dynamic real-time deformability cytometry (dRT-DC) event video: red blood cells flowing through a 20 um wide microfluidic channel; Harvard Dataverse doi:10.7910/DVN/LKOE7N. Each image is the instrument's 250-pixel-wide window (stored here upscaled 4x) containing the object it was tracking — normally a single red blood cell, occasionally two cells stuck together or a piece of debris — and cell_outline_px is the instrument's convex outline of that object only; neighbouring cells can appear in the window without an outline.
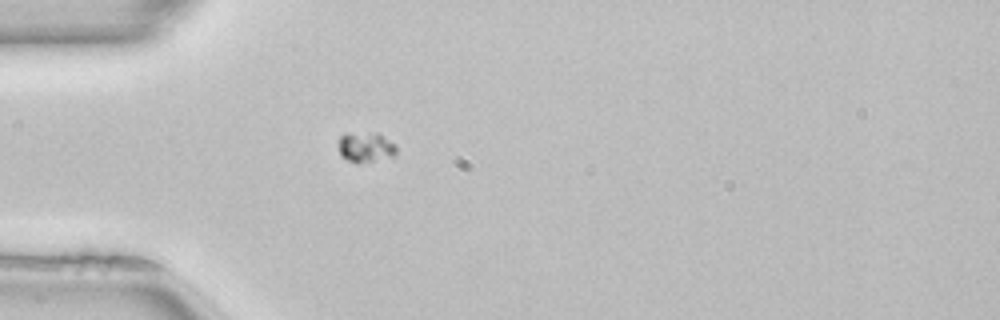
{"species": "common noctule bat (a hibernating species)", "species_latin": "Nyctalus noctula", "temperature_condition": "room temperature", "stored_images_in_passage": 52, "camera_frame_rate_fps": 3000, "um_per_image_px": 0.085, "animal": {"sex": "female", "body_mass_g": 22.7, "forearm_length_mm": 54.2}, "frame": {"image": 1, "passage_image": 16, "time_ms": 5.0, "image_size_px": [1000, 320], "cell_outline_px": [[396, 156], [356, 164], [340, 156], [340, 136], [344, 132], [376, 132], [396, 144]], "centroid_in_image_um": [31.09, 12.5], "position_along_channel_um": 53.9, "area_um2": 10.4}}